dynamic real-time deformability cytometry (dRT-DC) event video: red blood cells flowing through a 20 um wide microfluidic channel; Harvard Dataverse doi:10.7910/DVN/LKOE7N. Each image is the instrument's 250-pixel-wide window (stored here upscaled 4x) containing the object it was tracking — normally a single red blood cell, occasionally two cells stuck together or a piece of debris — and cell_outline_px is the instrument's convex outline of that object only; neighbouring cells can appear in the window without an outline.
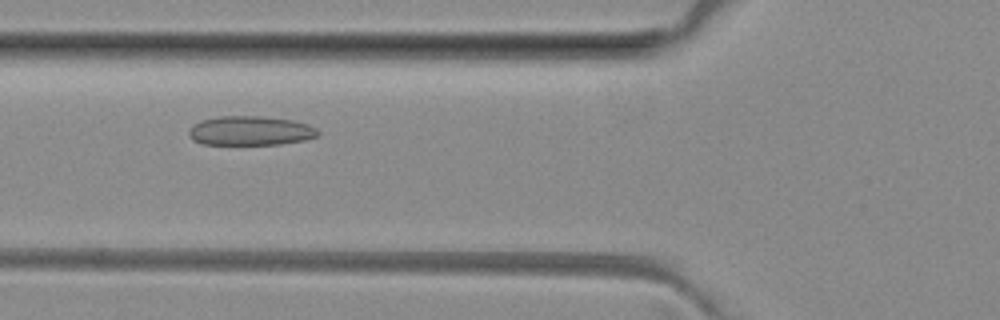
{"species": "common noctule bat (a hibernating species)", "species_latin": "Nyctalus noctula", "temperature_condition": "room temperature", "stored_images_in_passage": 7, "camera_frame_rate_fps": 3000, "um_per_image_px": 0.085, "animal": {"sex": "female", "body_mass_g": 29.2, "forearm_length_mm": 56.3}, "frame": {"image": 1, "passage_image": 4, "time_ms": 5.0, "image_size_px": [1000, 320], "cell_outline_px": [[320, 132], [316, 136], [304, 140], [280, 144], [204, 144], [192, 140], [188, 136], [188, 132], [192, 124], [200, 120], [220, 116], [260, 116], [292, 120], [308, 124], [316, 128]], "centroid_in_image_um": [21.24, 11.11], "position_along_channel_um": 104.6, "area_um2": 22.08}}
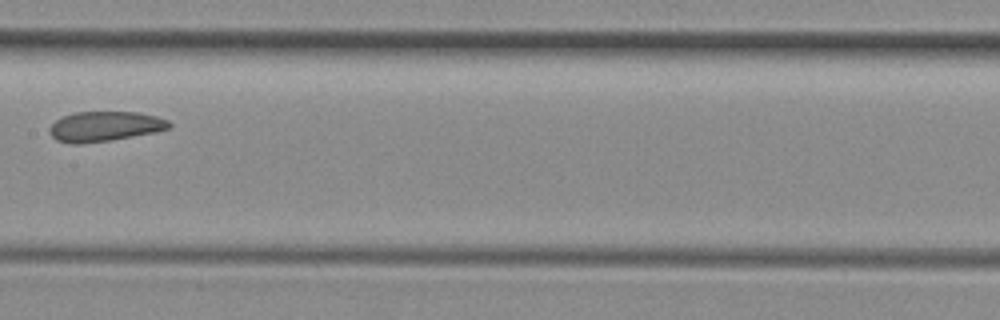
{"frame": {"image": 2, "passage_image": 6, "time_ms": 7.333, "image_size_px": [1000, 320], "cell_outline_px": [[172, 124], [168, 128], [156, 132], [112, 140], [80, 144], [68, 144], [56, 140], [48, 132], [48, 128], [56, 120], [64, 116], [76, 112], [140, 112], [156, 116], [168, 120]], "centroid_in_image_um": [8.89, 10.75], "position_along_channel_um": 198.5, "area_um2": 21.04}}
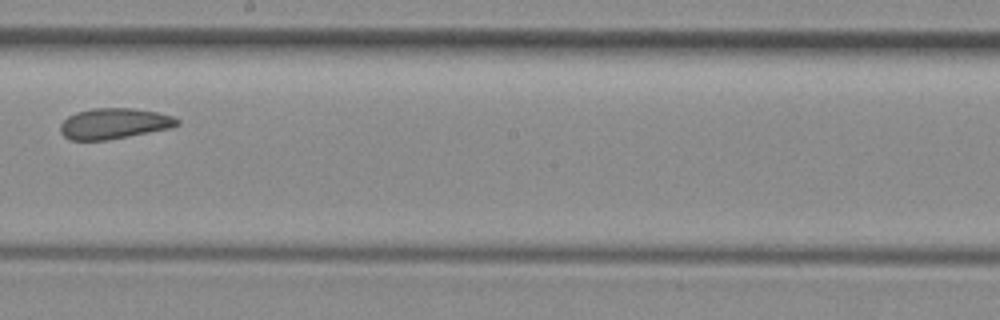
{"frame": {"image": 3, "passage_image": 7, "time_ms": 8.333, "image_size_px": [1000, 320], "cell_outline_px": [[180, 124], [168, 128], [128, 136], [104, 140], [72, 140], [64, 136], [60, 132], [60, 124], [68, 116], [76, 112], [92, 108], [132, 108], [156, 112], [172, 116], [180, 120]], "centroid_in_image_um": [9.66, 10.49], "position_along_channel_um": 238.5, "area_um2": 20.69}}